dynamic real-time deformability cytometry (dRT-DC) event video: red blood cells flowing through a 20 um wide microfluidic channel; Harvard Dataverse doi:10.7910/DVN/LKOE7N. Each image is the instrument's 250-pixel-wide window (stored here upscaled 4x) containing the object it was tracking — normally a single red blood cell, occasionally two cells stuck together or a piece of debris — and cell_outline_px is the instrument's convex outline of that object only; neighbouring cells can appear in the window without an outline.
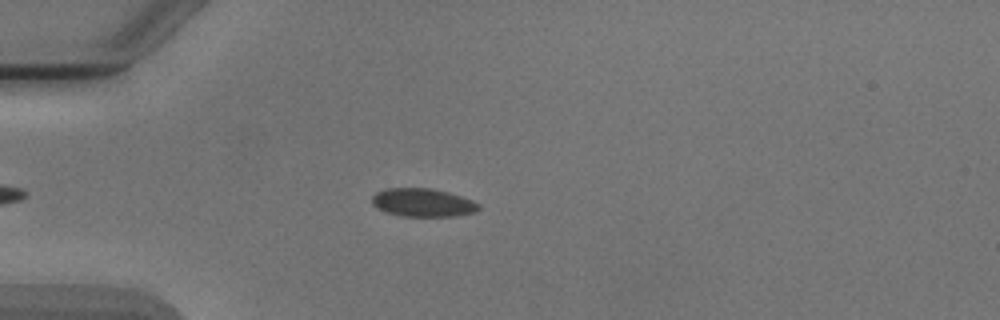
{"species": "Egyptian fruit bat (a non-hibernating species)", "species_latin": "Rousettus aegyptiacus", "temperature_condition": "cold", "stored_images_in_passage": 4, "camera_frame_rate_fps": 3000, "um_per_image_px": 0.085, "animal": {"sex": "male"}, "frame": {"image": 1, "passage_image": 4, "time_ms": 3.667, "image_size_px": [1000, 320], "cell_outline_px": [[480, 208], [476, 212], [456, 216], [400, 216], [376, 208], [372, 204], [372, 196], [376, 192], [388, 188], [428, 188], [448, 192], [472, 200], [480, 204]], "centroid_in_image_um": [35.94, 17.22], "position_along_channel_um": 49.1, "area_um2": 17.57}}